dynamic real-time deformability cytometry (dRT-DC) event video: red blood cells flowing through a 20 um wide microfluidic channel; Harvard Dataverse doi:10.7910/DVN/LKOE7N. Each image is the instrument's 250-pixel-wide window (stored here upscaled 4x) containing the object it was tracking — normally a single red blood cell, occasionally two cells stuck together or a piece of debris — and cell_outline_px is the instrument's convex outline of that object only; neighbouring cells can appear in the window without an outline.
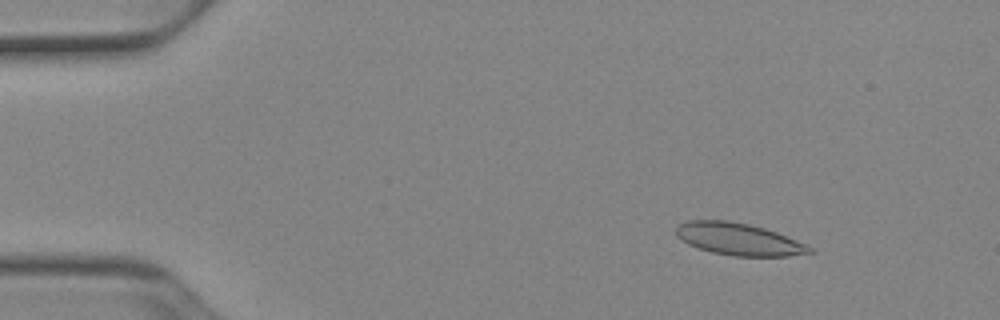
{"species": "Egyptian fruit bat (a non-hibernating species)", "species_latin": "Rousettus aegyptiacus", "temperature_condition": "cold", "stored_images_in_passage": 52, "camera_frame_rate_fps": 3000, "um_per_image_px": 0.085, "animal": {"sex": "female"}, "frame": {"image": 1, "passage_image": 7, "time_ms": 2.0, "image_size_px": [1000, 320], "cell_outline_px": [[816, 252], [788, 256], [732, 256], [712, 252], [688, 244], [676, 236], [676, 228], [680, 224], [688, 220], [728, 220], [748, 224], [764, 228], [776, 232], [804, 244], [812, 248]], "centroid_in_image_um": [62.77, 20.33], "position_along_channel_um": 22.2, "area_um2": 24.8}}
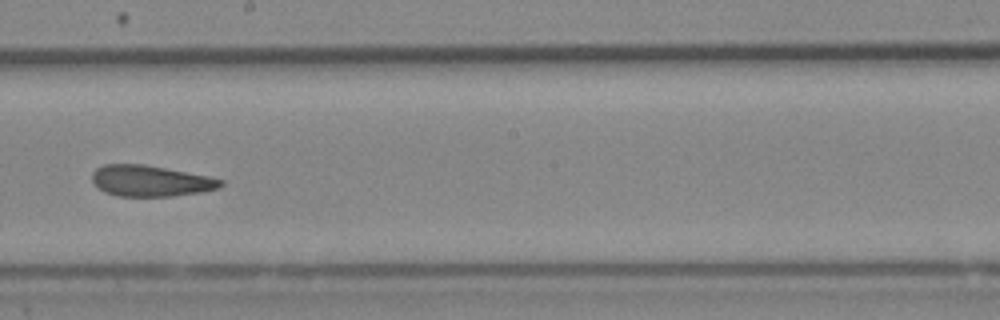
{"frame": {"image": 2, "passage_image": 30, "time_ms": 9.667, "image_size_px": [1000, 320], "cell_outline_px": [[224, 184], [220, 188], [200, 192], [172, 196], [116, 196], [104, 192], [96, 188], [92, 180], [92, 172], [96, 168], [104, 164], [144, 164], [208, 176], [224, 180]], "centroid_in_image_um": [12.77, 15.38], "position_along_channel_um": 235.4, "area_um2": 23.41}}
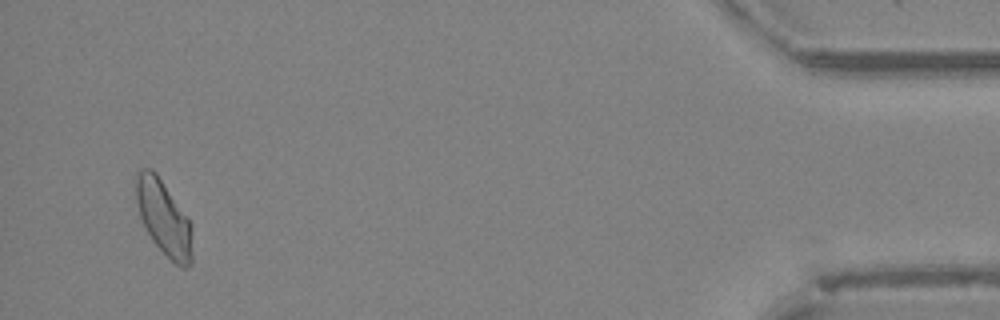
{"frame": {"image": 3, "passage_image": 50, "time_ms": 16.333, "image_size_px": [1000, 320], "cell_outline_px": [[192, 264], [184, 268], [180, 268], [152, 240], [140, 216], [136, 200], [136, 172], [140, 168], [152, 168], [156, 172], [192, 224]], "centroid_in_image_um": [13.93, 18.5], "position_along_channel_um": 421.3, "area_um2": 24.39}, "authors_computed_cell_mechanics": {"area_um2": 24.565, "velocity_mm_per_s": 3.9074, "shape_relaxation_time_tau1_ms": null, "shape_relaxation_time_tau2_ms": 3.0721, "deformation_change_tau1": null, "deformation_change_tau2": 0.1032}}